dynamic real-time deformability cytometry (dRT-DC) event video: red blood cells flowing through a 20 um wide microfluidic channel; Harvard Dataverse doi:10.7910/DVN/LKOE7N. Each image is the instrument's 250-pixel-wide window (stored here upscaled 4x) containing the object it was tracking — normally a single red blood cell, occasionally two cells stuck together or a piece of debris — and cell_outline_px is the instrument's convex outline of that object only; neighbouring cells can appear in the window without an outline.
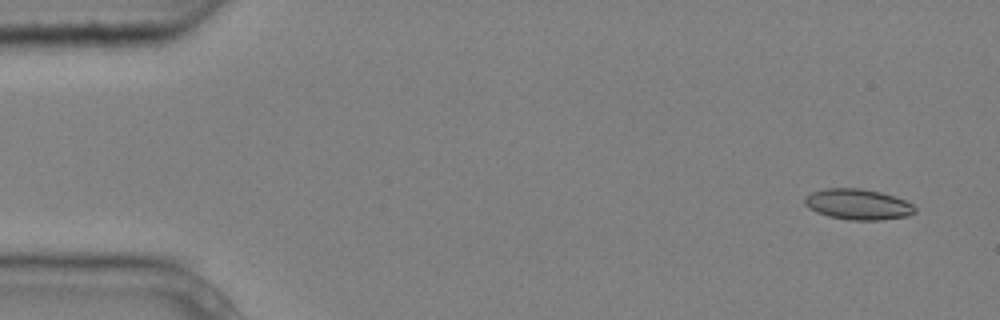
{"species": "common noctule bat (a hibernating species)", "species_latin": "Nyctalus noctula", "temperature_condition": "cold", "stored_images_in_passage": 8, "camera_frame_rate_fps": 3000, "um_per_image_px": 0.085, "animal": {"sex": "male", "body_mass_g": 20.4}, "frame": {"image": 1, "passage_image": 1, "time_ms": 0.0, "image_size_px": [1000, 320], "cell_outline_px": [[916, 212], [908, 216], [880, 220], [848, 220], [828, 216], [816, 212], [808, 208], [804, 204], [804, 196], [812, 192], [824, 188], [860, 188], [880, 192], [904, 200], [912, 204], [916, 208]], "centroid_in_image_um": [72.89, 17.37], "position_along_channel_um": 12.1, "area_um2": 19.83}}
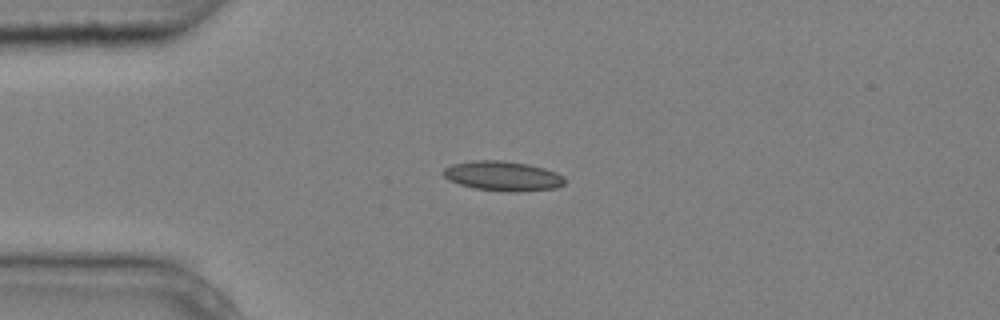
{"frame": {"image": 2, "passage_image": 4, "time_ms": 1.0, "image_size_px": [1000, 320], "cell_outline_px": [[564, 184], [556, 188], [516, 192], [508, 192], [476, 188], [460, 184], [448, 180], [444, 176], [444, 168], [452, 164], [472, 160], [504, 160], [528, 164], [544, 168], [556, 172], [564, 176]], "centroid_in_image_um": [42.75, 14.95], "position_along_channel_um": 42.3, "area_um2": 21.04}}
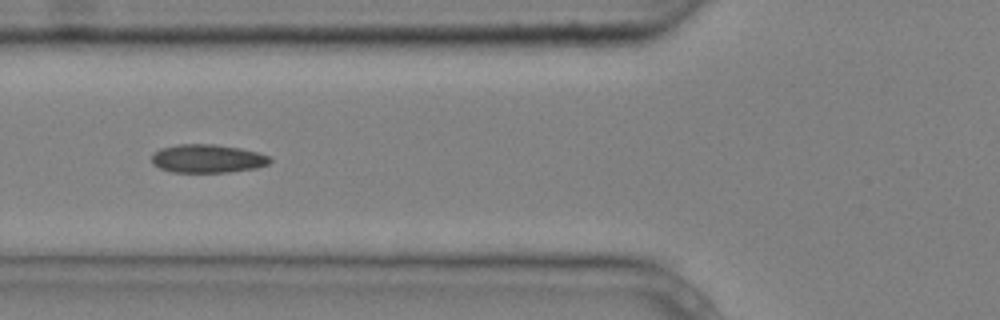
{"frame": {"image": 3, "passage_image": 6, "time_ms": 1.667, "image_size_px": [1000, 320], "cell_outline_px": [[272, 160], [268, 164], [256, 168], [228, 172], [172, 172], [160, 168], [152, 164], [152, 152], [160, 148], [180, 144], [212, 144], [240, 148], [256, 152], [268, 156]], "centroid_in_image_um": [17.6, 13.48], "position_along_channel_um": 108.2, "area_um2": 19.54}}